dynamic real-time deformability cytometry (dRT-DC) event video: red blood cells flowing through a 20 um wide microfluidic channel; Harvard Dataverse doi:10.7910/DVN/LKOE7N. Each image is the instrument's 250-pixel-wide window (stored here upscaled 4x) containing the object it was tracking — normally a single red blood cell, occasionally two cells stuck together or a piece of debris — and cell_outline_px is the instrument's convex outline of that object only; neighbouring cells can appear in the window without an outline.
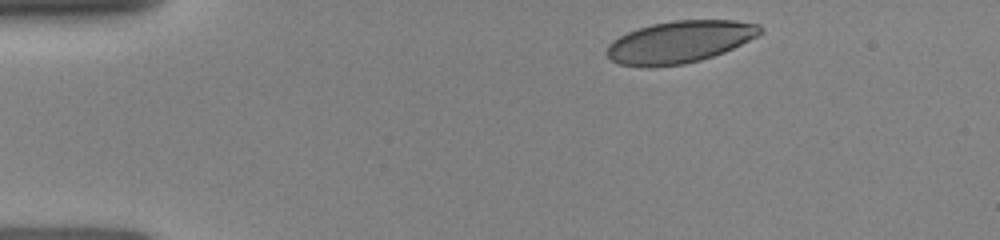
{"species": "human", "species_latin": "Homo sapiens", "temperature_condition": "room temperature", "stored_images_in_passage": 64, "camera_frame_rate_fps": 3000, "um_per_image_px": 0.085, "donor": {"sex": "female"}, "frame": {"image": 1, "passage_image": 1, "time_ms": 0.0, "image_size_px": [1000, 240], "cell_outline_px": [[764, 32], [724, 52], [700, 60], [684, 64], [644, 68], [640, 68], [620, 64], [612, 60], [604, 52], [608, 44], [612, 40], [628, 32], [652, 24], [672, 20], [732, 20], [760, 24], [764, 28]], "centroid_in_image_um": [57.74, 3.57], "position_along_channel_um": 27.3, "area_um2": 37.74}}
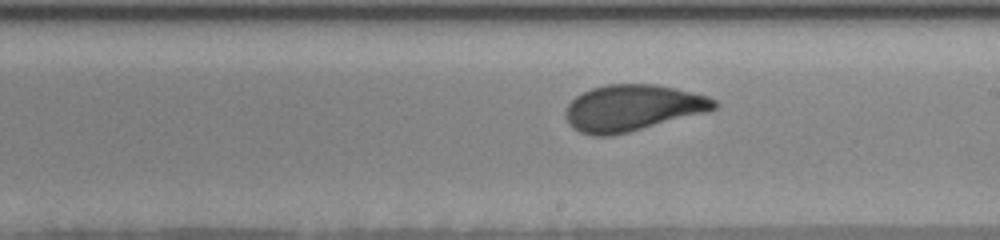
{"frame": {"image": 2, "passage_image": 29, "time_ms": 6.667, "image_size_px": [1000, 240], "cell_outline_px": [[720, 104], [716, 108], [708, 112], [612, 136], [592, 136], [580, 132], [572, 128], [568, 124], [564, 116], [564, 112], [568, 104], [576, 96], [592, 88], [608, 84], [656, 84], [708, 96], [716, 100]], "centroid_in_image_um": [53.75, 9.18], "position_along_channel_um": 235.2, "area_um2": 40.29}}
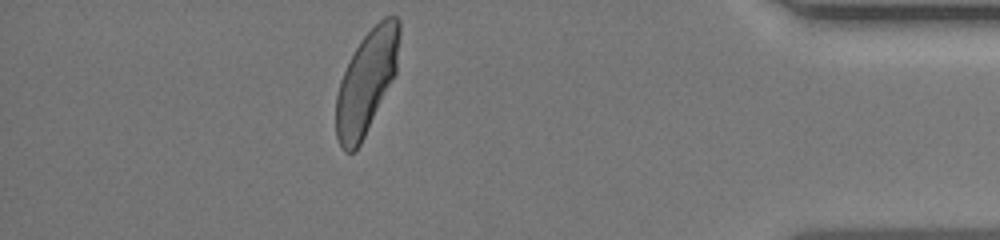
{"frame": {"image": 3, "passage_image": 54, "time_ms": 11.667, "image_size_px": [1000, 240], "cell_outline_px": [[400, 36], [396, 72], [356, 152], [344, 152], [340, 148], [336, 136], [336, 96], [340, 80], [360, 40], [384, 16], [396, 16], [400, 20]], "centroid_in_image_um": [31.15, 6.97], "position_along_channel_um": 404.1, "area_um2": 37.57}}